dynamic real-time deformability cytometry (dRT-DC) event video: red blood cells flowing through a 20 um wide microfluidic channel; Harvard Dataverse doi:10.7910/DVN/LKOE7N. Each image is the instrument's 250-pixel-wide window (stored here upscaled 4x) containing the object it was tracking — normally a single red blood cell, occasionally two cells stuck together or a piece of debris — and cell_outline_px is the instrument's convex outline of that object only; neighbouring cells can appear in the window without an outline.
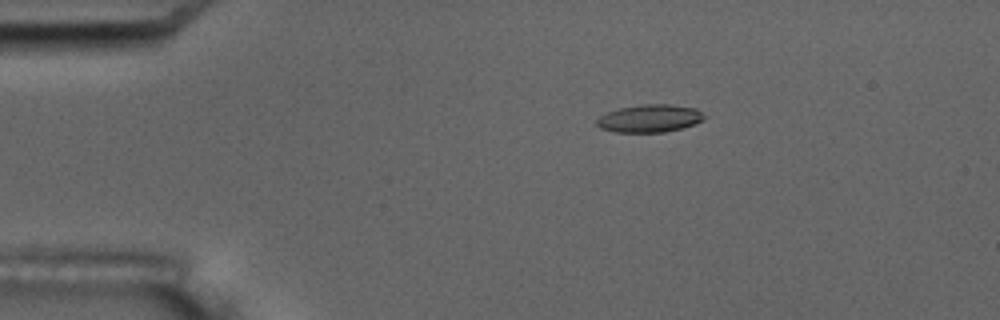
{"species": "common noctule bat (a hibernating species)", "species_latin": "Nyctalus noctula", "temperature_condition": "room temperature", "stored_images_in_passage": 8, "camera_frame_rate_fps": 3000, "um_per_image_px": 0.085, "animal": {"sex": "male", "body_mass_g": 17.5, "forearm_length_mm": 52.3}, "frame": {"image": 1, "passage_image": 4, "time_ms": 3.333, "image_size_px": [1000, 320], "cell_outline_px": [[708, 116], [704, 120], [680, 128], [664, 132], [616, 132], [600, 128], [596, 124], [596, 120], [600, 116], [608, 112], [620, 108], [644, 104], [668, 104], [696, 108]], "centroid_in_image_um": [55.24, 10.06], "position_along_channel_um": 29.8, "area_um2": 17.28}}